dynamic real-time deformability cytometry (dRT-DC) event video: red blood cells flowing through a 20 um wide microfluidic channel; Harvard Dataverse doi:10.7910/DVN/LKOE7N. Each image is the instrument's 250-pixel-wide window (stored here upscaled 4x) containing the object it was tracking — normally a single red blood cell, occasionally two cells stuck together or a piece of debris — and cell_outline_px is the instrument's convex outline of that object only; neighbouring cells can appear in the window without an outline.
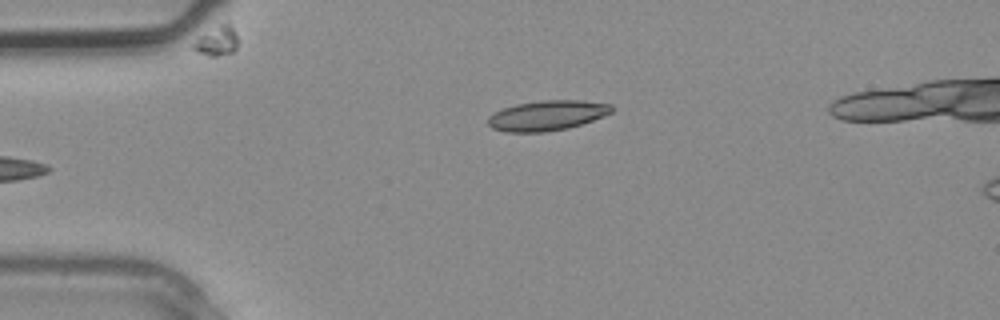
{"species": "common noctule bat (a hibernating species)", "species_latin": "Nyctalus noctula", "temperature_condition": "warm", "stored_images_in_passage": 3, "camera_frame_rate_fps": 3000, "um_per_image_px": 0.085, "animal": {"sex": "male", "body_mass_g": 20.4}, "frame": {"image": 1, "passage_image": 2, "time_ms": 0.333, "image_size_px": [1000, 320], "cell_outline_px": [[616, 108], [612, 112], [604, 116], [568, 128], [544, 132], [504, 132], [492, 128], [488, 124], [488, 116], [504, 108], [516, 104], [540, 100], [584, 100], [612, 104]], "centroid_in_image_um": [46.54, 9.81], "position_along_channel_um": 38.5, "area_um2": 21.79}}